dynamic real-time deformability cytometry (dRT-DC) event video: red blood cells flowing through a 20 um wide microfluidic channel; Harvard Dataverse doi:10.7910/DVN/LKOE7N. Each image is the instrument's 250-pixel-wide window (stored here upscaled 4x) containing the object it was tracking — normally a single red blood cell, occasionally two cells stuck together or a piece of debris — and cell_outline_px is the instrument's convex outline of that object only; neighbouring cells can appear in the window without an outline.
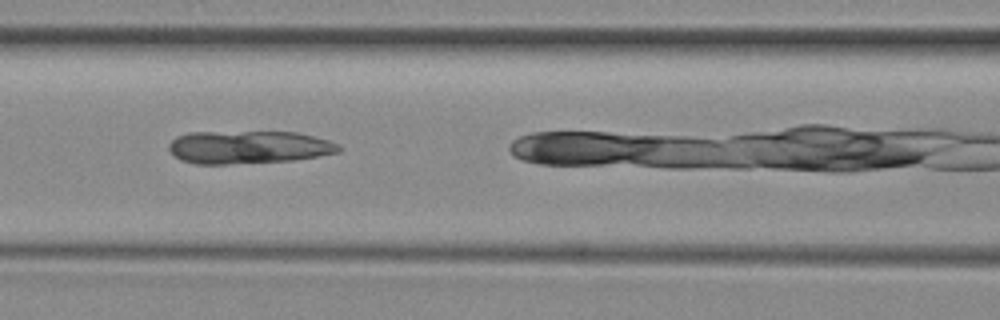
{"species": "common noctule bat (a hibernating species)", "species_latin": "Nyctalus noctula", "temperature_condition": "room temperature", "stored_images_in_passage": 7, "camera_frame_rate_fps": 3000, "um_per_image_px": 0.085, "animal": {"sex": "female", "body_mass_g": 29.2, "forearm_length_mm": 56.3}, "frame": {"image": 1, "passage_image": 4, "time_ms": 3.333, "image_size_px": [1000, 320], "cell_outline_px": [[340, 152], [292, 160], [228, 164], [196, 164], [180, 160], [168, 148], [168, 144], [176, 136], [188, 132], [296, 132], [328, 140], [340, 144]], "centroid_in_image_um": [21.1, 12.51], "position_along_channel_um": 145.5, "area_um2": 32.54}}
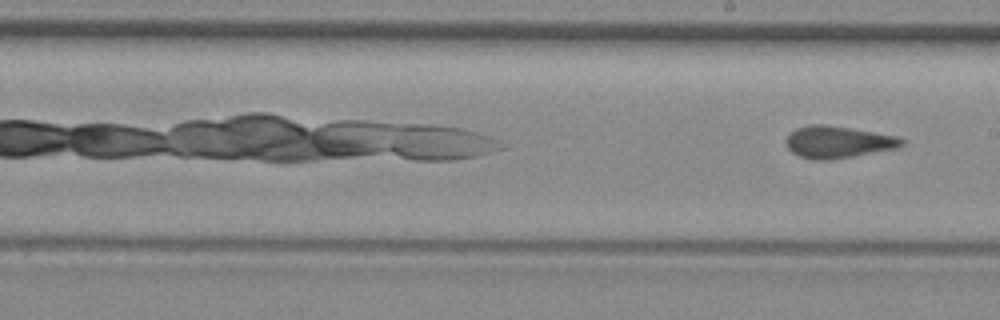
{"frame": {"image": 2, "passage_image": 7, "time_ms": 7.667, "image_size_px": [1000, 320], "cell_outline_px": [[904, 144], [896, 148], [852, 156], [828, 160], [812, 160], [800, 156], [792, 152], [788, 148], [784, 140], [796, 128], [808, 124], [824, 124], [896, 136], [904, 140]], "centroid_in_image_um": [71.17, 12.07], "position_along_channel_um": 217.8, "area_um2": 21.27}}